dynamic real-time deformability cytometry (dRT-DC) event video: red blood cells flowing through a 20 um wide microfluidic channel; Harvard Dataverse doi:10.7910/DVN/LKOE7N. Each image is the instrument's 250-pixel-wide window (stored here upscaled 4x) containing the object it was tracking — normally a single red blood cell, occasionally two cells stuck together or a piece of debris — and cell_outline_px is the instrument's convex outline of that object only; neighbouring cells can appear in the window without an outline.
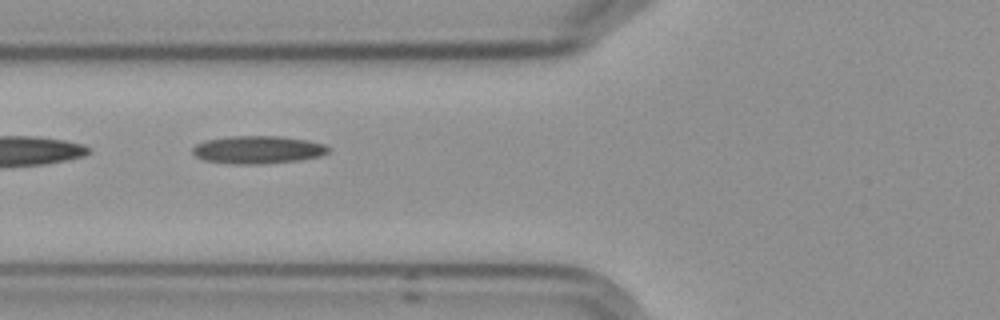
{"species": "Egyptian fruit bat (a non-hibernating species)", "species_latin": "Rousettus aegyptiacus", "temperature_condition": "cold", "stored_images_in_passage": 3, "camera_frame_rate_fps": 3000, "um_per_image_px": 0.085, "frame": {"image": 1, "passage_image": 2, "time_ms": 1.333, "image_size_px": [1000, 320], "cell_outline_px": [[332, 148], [328, 152], [320, 156], [300, 160], [264, 164], [232, 164], [204, 160], [196, 156], [192, 152], [192, 148], [196, 144], [204, 140], [228, 136], [280, 136], [308, 140], [324, 144]], "centroid_in_image_um": [21.92, 12.72], "position_along_channel_um": 103.9, "area_um2": 22.25}}